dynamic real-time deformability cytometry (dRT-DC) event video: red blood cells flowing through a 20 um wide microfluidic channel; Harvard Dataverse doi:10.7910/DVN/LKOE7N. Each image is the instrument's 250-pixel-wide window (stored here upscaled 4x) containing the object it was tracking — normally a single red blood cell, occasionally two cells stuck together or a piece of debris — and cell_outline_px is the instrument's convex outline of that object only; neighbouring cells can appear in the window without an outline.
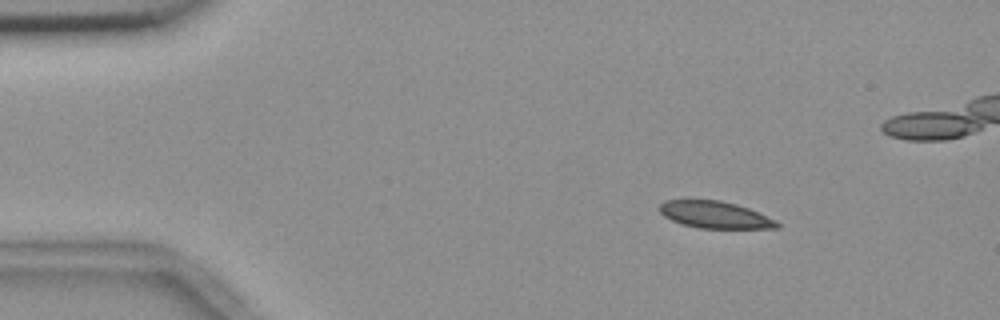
{"species": "common noctule bat (a hibernating species)", "species_latin": "Nyctalus noctula", "temperature_condition": "room temperature", "stored_images_in_passage": 49, "camera_frame_rate_fps": 3000, "um_per_image_px": 0.085, "animal": {"sex": "female", "body_mass_g": 18.4}, "frame": {"image": 1, "passage_image": 1, "time_ms": 0.0, "image_size_px": [1000, 320], "cell_outline_px": [[780, 228], [700, 228], [680, 224], [664, 216], [660, 212], [660, 204], [664, 200], [688, 196], [720, 200], [736, 204], [748, 208], [776, 220], [780, 224]], "centroid_in_image_um": [60.68, 18.2], "position_along_channel_um": 24.3, "area_um2": 19.19}}
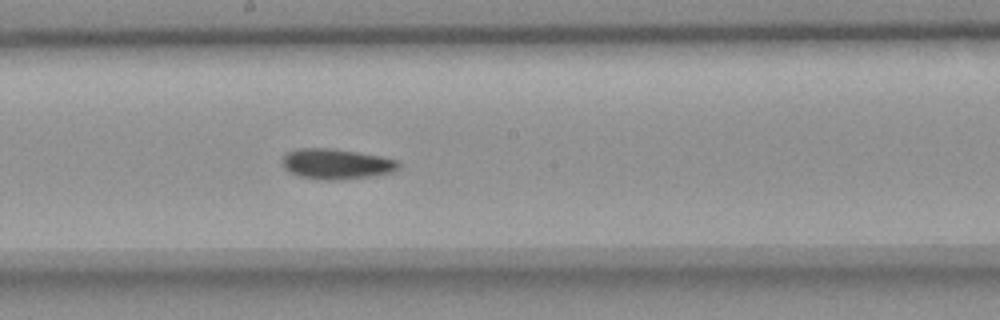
{"frame": {"image": 2, "passage_image": 23, "time_ms": 7.333, "image_size_px": [1000, 320], "cell_outline_px": [[400, 168], [392, 172], [372, 176], [344, 180], [316, 180], [300, 176], [288, 172], [284, 168], [280, 160], [288, 152], [300, 148], [328, 148], [356, 152], [380, 156], [400, 160]], "centroid_in_image_um": [28.59, 13.95], "position_along_channel_um": 219.6, "area_um2": 20.87}}
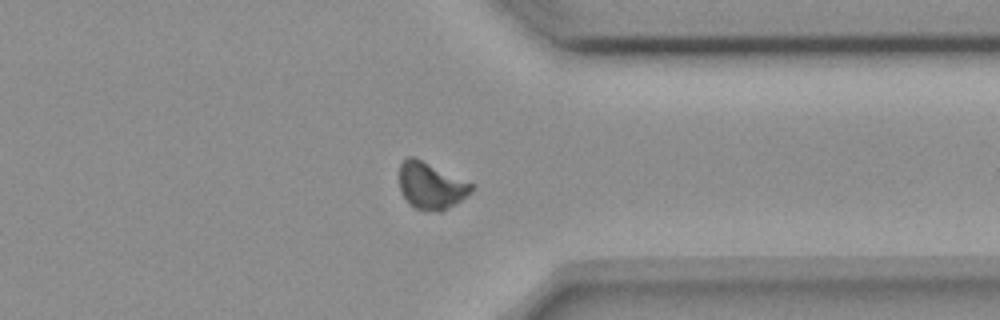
{"frame": {"image": 3, "passage_image": 36, "time_ms": 11.667, "image_size_px": [1000, 320], "cell_outline_px": [[476, 188], [472, 192], [456, 204], [440, 212], [416, 208], [408, 204], [400, 192], [400, 164], [408, 156], [412, 156], [472, 184]], "centroid_in_image_um": [36.62, 15.82], "position_along_channel_um": 374.8, "area_um2": 19.36}, "authors_computed_cell_mechanics": {"area_um2": 19.8832, "velocity_mm_per_s": 3.6511, "shape_relaxation_time_tau1_ms": null, "shape_relaxation_time_tau2_ms": 5.9862, "deformation_change_tau1": null, "deformation_change_tau2": 0.0805}}